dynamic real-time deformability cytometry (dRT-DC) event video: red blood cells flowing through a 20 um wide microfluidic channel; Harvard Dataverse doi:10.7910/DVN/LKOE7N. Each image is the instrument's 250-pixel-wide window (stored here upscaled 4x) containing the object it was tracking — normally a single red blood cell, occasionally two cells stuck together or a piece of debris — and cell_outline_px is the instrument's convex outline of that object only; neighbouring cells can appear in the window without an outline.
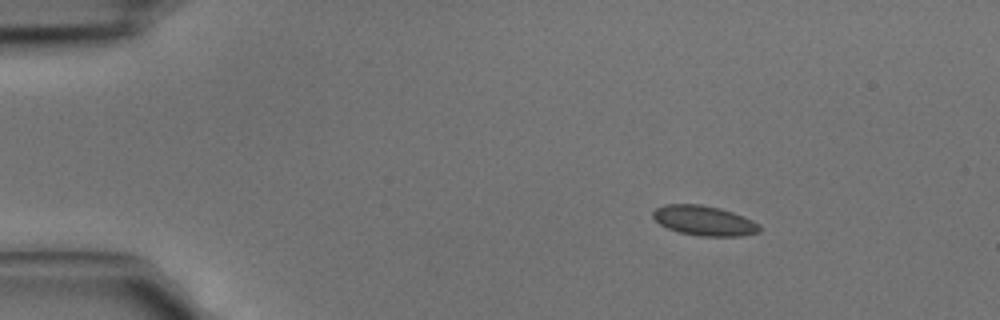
{"species": "common noctule bat (a hibernating species)", "species_latin": "Nyctalus noctula", "temperature_condition": "cold", "stored_images_in_passage": 4, "camera_frame_rate_fps": 3000, "um_per_image_px": 0.085, "animal": {"sex": "male", "body_mass_g": 15.6}, "frame": {"image": 1, "passage_image": 1, "time_ms": 0.0, "image_size_px": [1000, 320], "cell_outline_px": [[760, 232], [740, 236], [704, 236], [680, 232], [668, 228], [660, 224], [652, 216], [652, 212], [656, 208], [664, 204], [700, 204], [720, 208], [744, 216], [760, 224]], "centroid_in_image_um": [59.86, 18.74], "position_along_channel_um": 25.1, "area_um2": 18.5}}
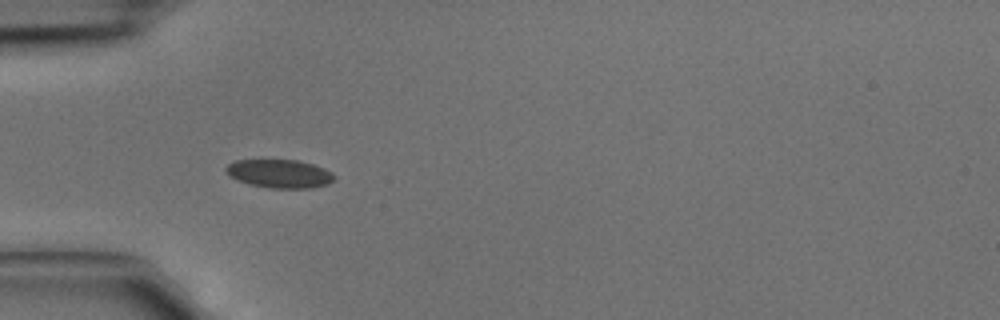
{"frame": {"image": 2, "passage_image": 3, "time_ms": 0.667, "image_size_px": [1000, 320], "cell_outline_px": [[336, 180], [328, 184], [312, 188], [268, 188], [248, 184], [228, 176], [224, 172], [224, 168], [228, 164], [236, 160], [296, 160], [312, 164], [324, 168], [332, 172], [336, 176]], "centroid_in_image_um": [23.76, 14.77], "position_along_channel_um": 61.2, "area_um2": 18.21}}